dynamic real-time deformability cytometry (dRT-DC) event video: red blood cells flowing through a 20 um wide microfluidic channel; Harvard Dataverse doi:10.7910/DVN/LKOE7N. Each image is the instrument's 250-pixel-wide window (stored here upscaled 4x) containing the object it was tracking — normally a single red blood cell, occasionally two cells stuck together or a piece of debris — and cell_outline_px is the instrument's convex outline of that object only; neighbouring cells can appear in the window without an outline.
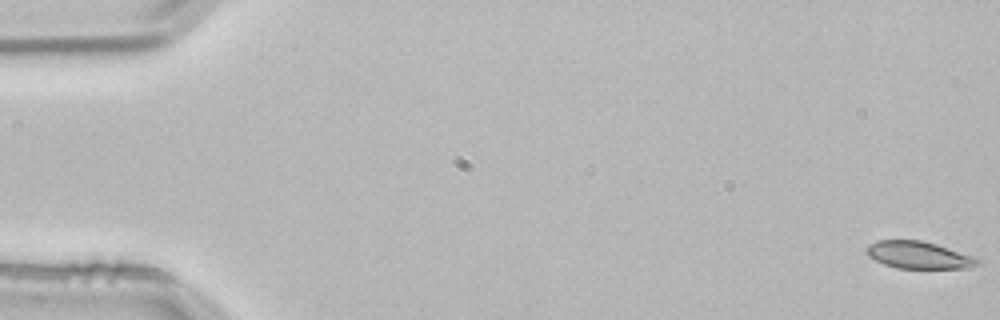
{"species": "common noctule bat (a hibernating species)", "species_latin": "Nyctalus noctula", "temperature_condition": "room temperature", "stored_images_in_passage": 3, "camera_frame_rate_fps": 3000, "um_per_image_px": 0.085, "animal": {"sex": "male", "body_mass_g": 21.5, "forearm_length_mm": 52.0}, "frame": {"image": 1, "passage_image": 1, "time_ms": 0.0, "image_size_px": [1000, 320], "cell_outline_px": [[980, 264], [968, 268], [896, 268], [884, 264], [868, 256], [864, 252], [868, 244], [876, 240], [920, 240], [936, 244], [976, 256], [980, 260]], "centroid_in_image_um": [78.09, 21.67], "position_along_channel_um": 6.9, "area_um2": 17.8}}
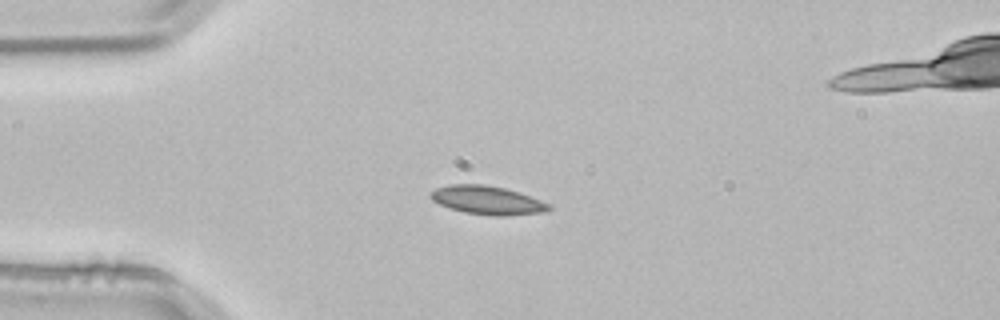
{"frame": {"image": 2, "passage_image": 3, "time_ms": 0.667, "image_size_px": [1000, 320], "cell_outline_px": [[552, 208], [548, 212], [504, 216], [492, 216], [464, 212], [440, 204], [432, 200], [428, 196], [436, 188], [448, 184], [484, 184], [504, 188], [520, 192], [552, 204]], "centroid_in_image_um": [41.48, 17.02], "position_along_channel_um": 43.5, "area_um2": 19.88}}